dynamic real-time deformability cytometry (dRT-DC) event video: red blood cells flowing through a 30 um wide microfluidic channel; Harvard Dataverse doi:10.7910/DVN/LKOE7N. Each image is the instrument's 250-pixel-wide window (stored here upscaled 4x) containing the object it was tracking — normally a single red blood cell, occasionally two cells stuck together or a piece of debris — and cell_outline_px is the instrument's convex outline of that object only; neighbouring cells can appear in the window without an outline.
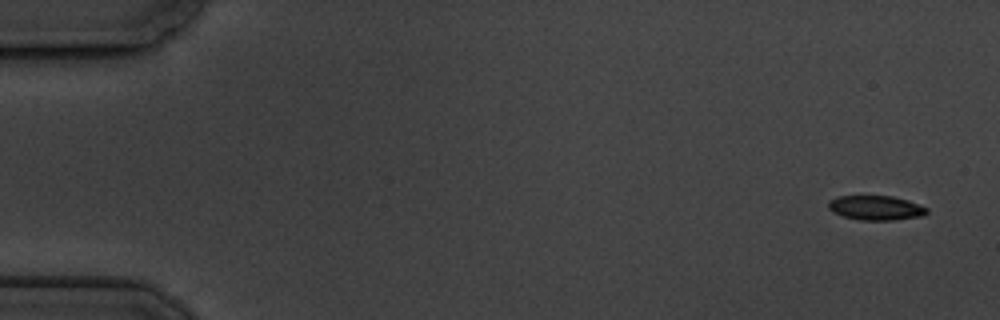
{"species": "common noctule bat (a hibernating species)", "species_latin": "Nyctalus noctula", "temperature_condition": "cold", "stored_images_in_passage": 6, "camera_frame_rate_fps": 3000, "um_per_image_px": 0.085, "animal": {"sex": "male", "body_mass_g": 19.5, "forearm_length_mm": 54.6}, "frame": {"image": 1, "passage_image": 1, "time_ms": 0.0, "image_size_px": [1000, 320], "cell_outline_px": [[928, 212], [924, 216], [892, 220], [860, 220], [844, 216], [832, 212], [828, 208], [828, 200], [840, 196], [892, 196], [908, 200], [928, 208]], "centroid_in_image_um": [74.46, 17.67], "position_along_channel_um": 10.5, "area_um2": 14.1}}
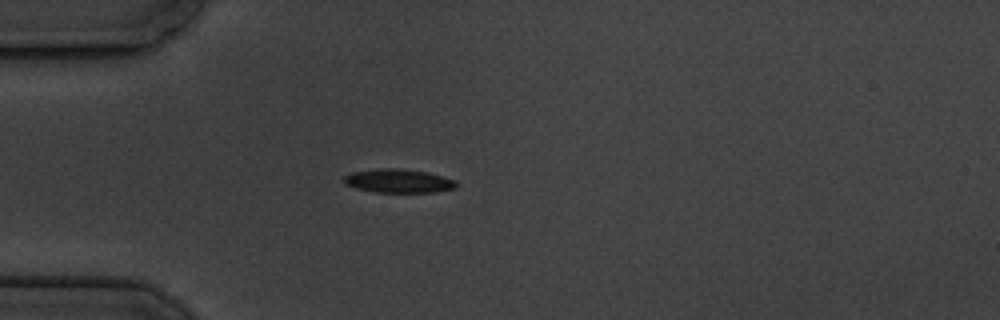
{"frame": {"image": 2, "passage_image": 5, "time_ms": 4.667, "image_size_px": [1000, 320], "cell_outline_px": [[456, 188], [436, 192], [372, 192], [356, 188], [344, 184], [344, 176], [352, 172], [380, 168], [396, 168], [424, 172], [456, 180]], "centroid_in_image_um": [33.83, 15.39], "position_along_channel_um": 51.2, "area_um2": 15.37}}